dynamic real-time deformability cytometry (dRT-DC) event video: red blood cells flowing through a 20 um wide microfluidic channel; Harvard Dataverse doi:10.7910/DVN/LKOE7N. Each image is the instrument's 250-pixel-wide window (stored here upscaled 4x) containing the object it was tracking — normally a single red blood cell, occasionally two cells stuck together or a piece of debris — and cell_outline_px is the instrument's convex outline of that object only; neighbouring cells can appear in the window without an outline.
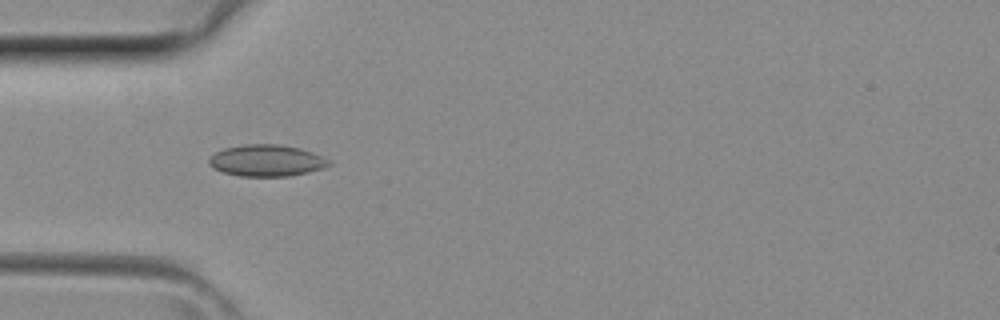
{"species": "common noctule bat (a hibernating species)", "species_latin": "Nyctalus noctula", "temperature_condition": "room temperature", "stored_images_in_passage": 3, "camera_frame_rate_fps": 3000, "um_per_image_px": 0.085, "animal": {"sex": "female", "body_mass_g": 29.2, "forearm_length_mm": 56.3}, "frame": {"image": 1, "passage_image": 3, "time_ms": 0.667, "image_size_px": [1000, 320], "cell_outline_px": [[332, 164], [324, 168], [308, 172], [288, 176], [240, 176], [224, 172], [212, 168], [208, 164], [208, 160], [216, 152], [224, 148], [244, 144], [280, 144], [300, 148], [324, 156], [332, 160]], "centroid_in_image_um": [22.7, 13.64], "position_along_channel_um": 62.3, "area_um2": 22.25}}